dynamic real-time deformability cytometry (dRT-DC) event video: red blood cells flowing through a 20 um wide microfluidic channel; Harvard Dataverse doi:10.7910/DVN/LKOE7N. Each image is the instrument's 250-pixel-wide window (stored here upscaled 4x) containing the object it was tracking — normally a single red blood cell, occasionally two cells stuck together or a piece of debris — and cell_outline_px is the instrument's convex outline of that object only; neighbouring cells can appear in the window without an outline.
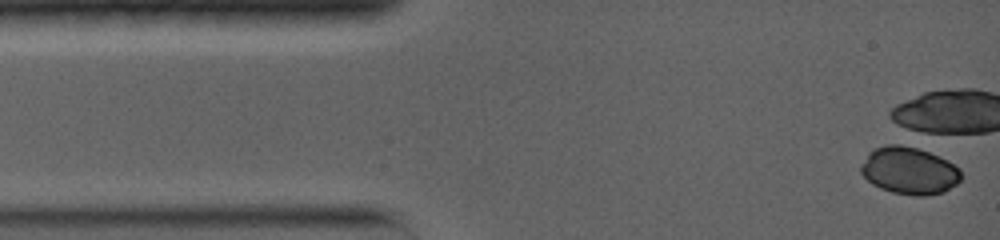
{"species": "common noctule bat (a hibernating species)", "species_latin": "Nyctalus noctula", "temperature_condition": "warm", "stored_images_in_passage": 1, "camera_frame_rate_fps": 5000, "um_per_image_px": 0.085, "animal": {"sex": "female", "body_mass_g": 19.0, "forearm_length_mm": 56.7}, "frame": {"image": 1, "passage_image": 1, "time_ms": 0.0, "image_size_px": [1000, 240], "cell_outline_px": [[960, 180], [956, 184], [944, 192], [924, 196], [916, 196], [892, 192], [880, 188], [872, 184], [860, 172], [860, 168], [868, 152], [876, 148], [888, 144], [908, 144], [948, 160], [960, 168]], "centroid_in_image_um": [77.28, 14.5], "position_along_channel_um": 7.7, "area_um2": 27.69}}